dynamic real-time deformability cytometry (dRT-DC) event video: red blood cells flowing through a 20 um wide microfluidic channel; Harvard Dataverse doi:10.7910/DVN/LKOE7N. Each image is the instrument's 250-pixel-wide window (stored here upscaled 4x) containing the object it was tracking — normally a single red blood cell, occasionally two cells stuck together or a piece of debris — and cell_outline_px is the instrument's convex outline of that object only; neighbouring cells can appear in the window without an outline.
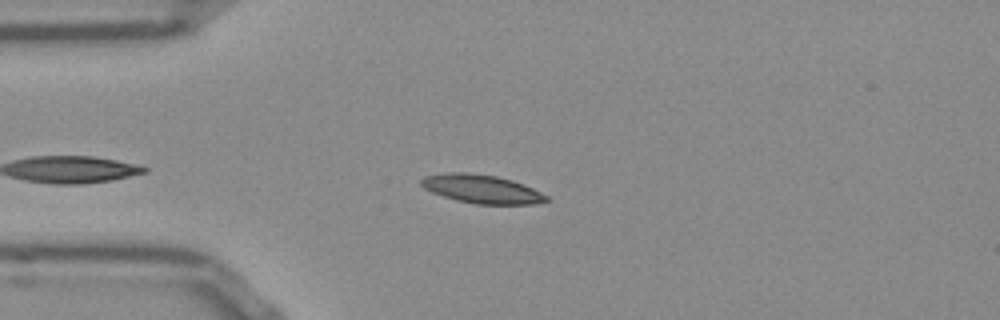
{"species": "Egyptian fruit bat (a non-hibernating species)", "species_latin": "Rousettus aegyptiacus", "temperature_condition": "room temperature", "stored_images_in_passage": 46, "camera_frame_rate_fps": 3000, "um_per_image_px": 0.085, "frame": {"image": 1, "passage_image": 9, "time_ms": 2.667, "image_size_px": [1000, 320], "cell_outline_px": [[548, 200], [532, 204], [476, 204], [456, 200], [432, 192], [424, 188], [420, 184], [420, 180], [424, 176], [444, 172], [468, 172], [496, 176], [512, 180], [532, 188], [548, 196]], "centroid_in_image_um": [40.9, 16.05], "position_along_channel_um": 44.1, "area_um2": 20.75}}
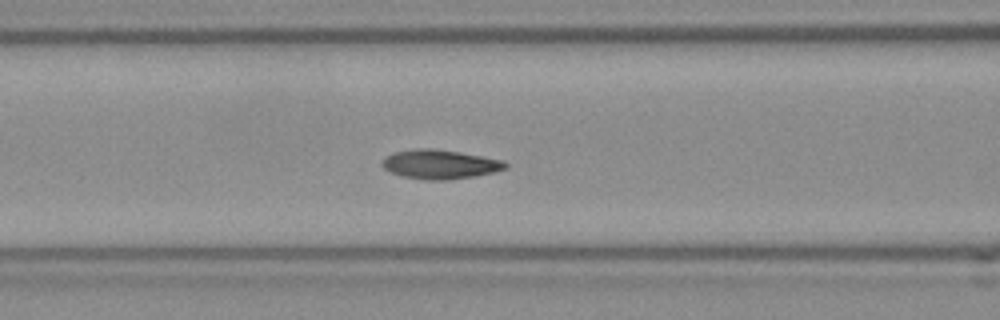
{"frame": {"image": 2, "passage_image": 17, "time_ms": 5.333, "image_size_px": [1000, 320], "cell_outline_px": [[508, 168], [496, 172], [448, 180], [428, 180], [404, 176], [392, 172], [384, 168], [380, 164], [388, 156], [396, 152], [416, 148], [432, 148], [460, 152], [504, 160], [508, 164]], "centroid_in_image_um": [37.46, 13.96], "position_along_channel_um": 129.1, "area_um2": 20.81}}
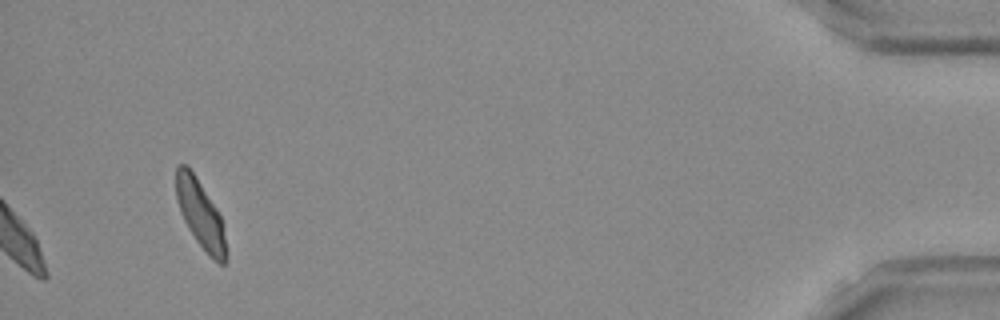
{"frame": {"image": 3, "passage_image": 46, "time_ms": 15.0, "image_size_px": [1000, 320], "cell_outline_px": [[228, 252], [224, 264], [220, 264], [212, 260], [208, 256], [196, 240], [188, 228], [180, 212], [176, 200], [176, 168], [180, 164], [188, 164], [196, 176], [216, 208], [220, 216]], "centroid_in_image_um": [17.03, 18.22], "position_along_channel_um": 418.2, "area_um2": 19.88}, "authors_computed_cell_mechanics": {"area_um2": 20.2878, "velocity_mm_per_s": 3.8046, "shape_relaxation_time_tau1_ms": 5.5498, "shape_relaxation_time_tau2_ms": 3.2718, "deformation_change_tau1": 0.145, "deformation_change_tau2": 0.0857}}